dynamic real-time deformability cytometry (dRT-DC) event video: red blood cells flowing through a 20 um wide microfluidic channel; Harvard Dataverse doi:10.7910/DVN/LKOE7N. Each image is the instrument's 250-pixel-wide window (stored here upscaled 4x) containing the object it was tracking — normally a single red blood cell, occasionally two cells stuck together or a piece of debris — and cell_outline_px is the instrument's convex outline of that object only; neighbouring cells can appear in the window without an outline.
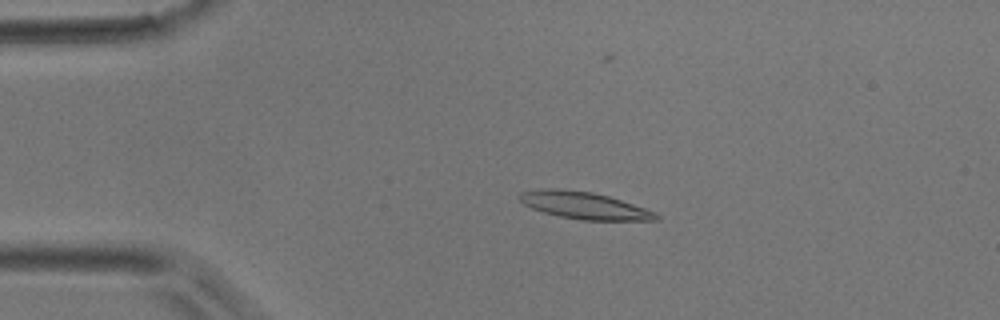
{"species": "common noctule bat (a hibernating species)", "species_latin": "Nyctalus noctula", "temperature_condition": "room temperature", "stored_images_in_passage": 4, "camera_frame_rate_fps": 3000, "um_per_image_px": 0.085, "animal": {"sex": "male", "body_mass_g": 17.9}, "frame": {"image": 1, "passage_image": 3, "time_ms": 0.667, "image_size_px": [1000, 320], "cell_outline_px": [[660, 220], [584, 220], [560, 216], [544, 212], [532, 208], [524, 204], [520, 200], [520, 192], [544, 188], [556, 188], [592, 192], [608, 196], [656, 212], [660, 216]], "centroid_in_image_um": [49.66, 17.46], "position_along_channel_um": 35.3, "area_um2": 21.27}}